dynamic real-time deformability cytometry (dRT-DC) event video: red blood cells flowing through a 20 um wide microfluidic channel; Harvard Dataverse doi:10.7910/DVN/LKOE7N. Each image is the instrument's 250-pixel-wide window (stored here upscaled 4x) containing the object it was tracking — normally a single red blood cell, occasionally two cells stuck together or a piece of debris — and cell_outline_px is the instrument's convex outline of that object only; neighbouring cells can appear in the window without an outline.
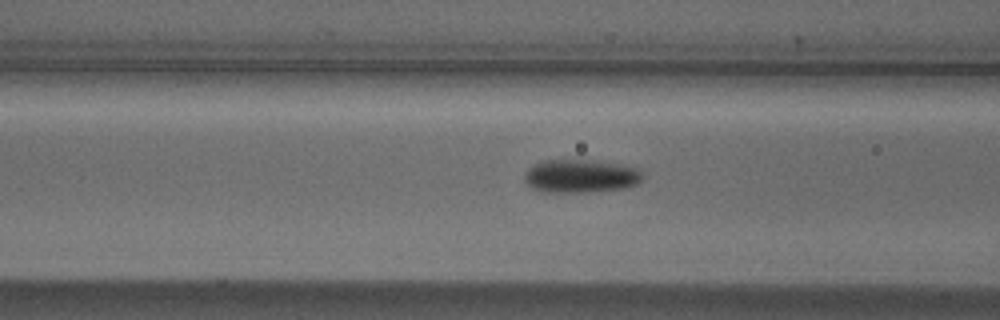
{"species": "Egyptian fruit bat (a non-hibernating species)", "species_latin": "Rousettus aegyptiacus", "temperature_condition": "cold", "stored_images_in_passage": 6, "camera_frame_rate_fps": 3000, "um_per_image_px": 0.085, "animal": {"sex": "male"}, "frame": {"image": 1, "passage_image": 6, "time_ms": 1.667, "image_size_px": [1000, 320], "cell_outline_px": [[644, 176], [636, 184], [620, 188], [584, 192], [540, 192], [532, 188], [524, 180], [524, 172], [532, 164], [540, 160], [592, 160], [620, 164], [640, 168]], "centroid_in_image_um": [49.31, 14.95], "position_along_channel_um": 117.3, "area_um2": 23.06}}